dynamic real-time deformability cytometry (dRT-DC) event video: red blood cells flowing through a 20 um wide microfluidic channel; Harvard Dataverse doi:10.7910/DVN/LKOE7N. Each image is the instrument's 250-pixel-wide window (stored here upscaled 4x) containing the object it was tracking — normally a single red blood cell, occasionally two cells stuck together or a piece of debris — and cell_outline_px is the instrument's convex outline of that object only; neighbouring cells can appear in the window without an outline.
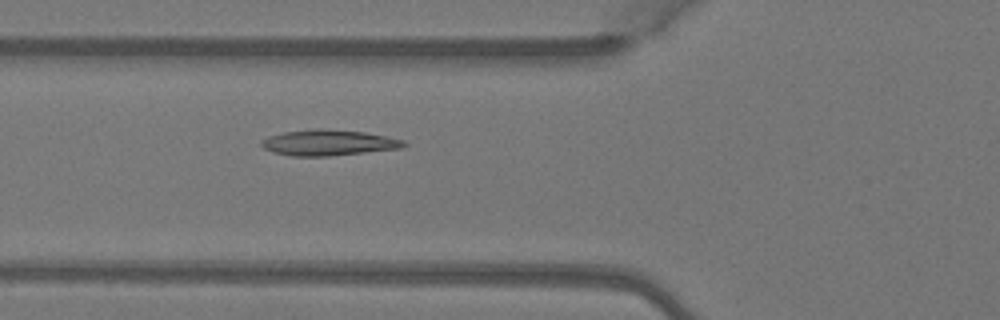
{"species": "Egyptian fruit bat (a non-hibernating species)", "species_latin": "Rousettus aegyptiacus", "temperature_condition": "warm", "stored_images_in_passage": 6, "camera_frame_rate_fps": 3000, "um_per_image_px": 0.085, "animal": {"sex": "female"}, "frame": {"image": 1, "passage_image": 6, "time_ms": 1.667, "image_size_px": [1000, 320], "cell_outline_px": [[408, 144], [400, 148], [328, 156], [288, 156], [272, 152], [264, 148], [260, 144], [260, 140], [268, 136], [284, 132], [316, 128], [324, 128], [364, 132], [404, 140]], "centroid_in_image_um": [27.86, 12.12], "position_along_channel_um": 97.9, "area_um2": 21.39}}